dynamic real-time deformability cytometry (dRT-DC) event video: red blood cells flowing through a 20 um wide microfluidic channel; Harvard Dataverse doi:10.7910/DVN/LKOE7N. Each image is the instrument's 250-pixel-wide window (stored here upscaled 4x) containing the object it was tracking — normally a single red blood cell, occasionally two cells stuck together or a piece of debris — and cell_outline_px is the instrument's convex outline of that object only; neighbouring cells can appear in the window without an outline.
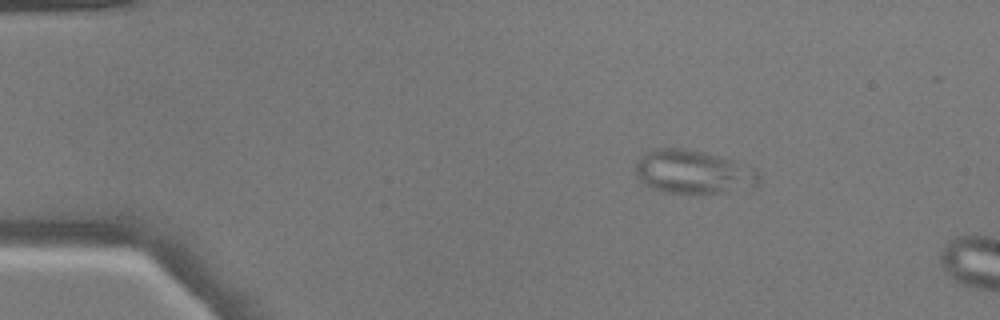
{"species": "common noctule bat (a hibernating species)", "species_latin": "Nyctalus noctula", "temperature_condition": "warm", "stored_images_in_passage": 5, "camera_frame_rate_fps": 3000, "um_per_image_px": 0.085, "animal": {"sex": "male", "body_mass_g": 17.9}, "frame": {"image": 1, "passage_image": 3, "time_ms": 0.667, "image_size_px": [1000, 320], "cell_outline_px": [[760, 184], [752, 192], [664, 192], [652, 188], [644, 184], [640, 180], [636, 172], [636, 160], [644, 152], [652, 148], [688, 148], [704, 152], [732, 160], [756, 168], [760, 172]], "centroid_in_image_um": [59.02, 14.62], "position_along_channel_um": 26.0, "area_um2": 32.08}}